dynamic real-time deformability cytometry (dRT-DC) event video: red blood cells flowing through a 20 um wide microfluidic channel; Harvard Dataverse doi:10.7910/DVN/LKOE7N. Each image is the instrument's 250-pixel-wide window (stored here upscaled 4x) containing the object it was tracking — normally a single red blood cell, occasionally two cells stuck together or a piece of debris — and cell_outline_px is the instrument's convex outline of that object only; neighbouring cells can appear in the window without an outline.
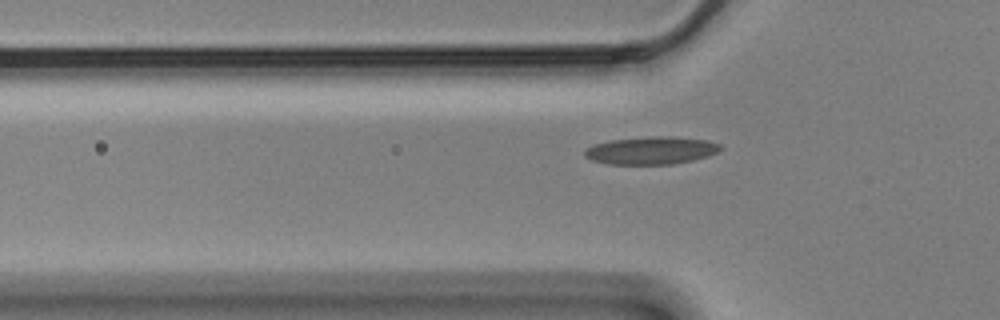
{"species": "Egyptian fruit bat (a non-hibernating species)", "species_latin": "Rousettus aegyptiacus", "temperature_condition": "cold", "stored_images_in_passage": 38, "camera_frame_rate_fps": 3000, "um_per_image_px": 0.085, "animal": {"sex": "male"}, "frame": {"image": 1, "passage_image": 5, "time_ms": 1.333, "image_size_px": [1000, 320], "cell_outline_px": [[724, 148], [708, 156], [692, 160], [672, 164], [608, 164], [592, 160], [584, 156], [584, 148], [592, 144], [612, 140], [652, 136], [672, 136], [708, 140], [720, 144]], "centroid_in_image_um": [55.34, 12.78], "position_along_channel_um": 70.5, "area_um2": 22.02}}
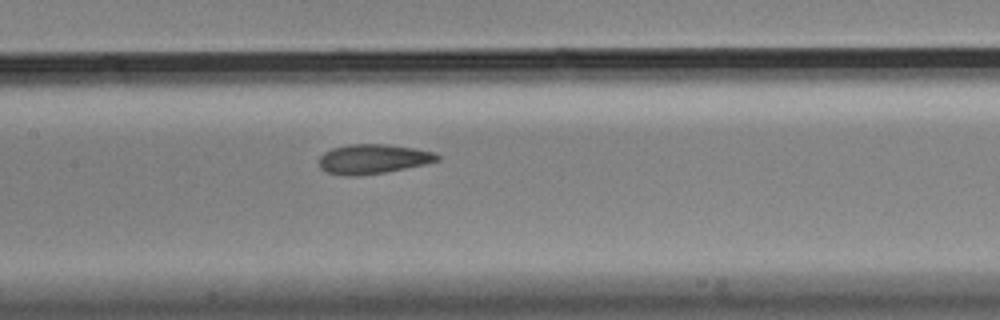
{"frame": {"image": 2, "passage_image": 14, "time_ms": 4.333, "image_size_px": [1000, 320], "cell_outline_px": [[440, 160], [424, 164], [384, 172], [360, 176], [344, 176], [324, 172], [320, 168], [320, 156], [324, 152], [332, 148], [348, 144], [384, 144], [412, 148], [432, 152], [440, 156]], "centroid_in_image_um": [31.64, 13.52], "position_along_channel_um": 175.8, "area_um2": 20.29}}
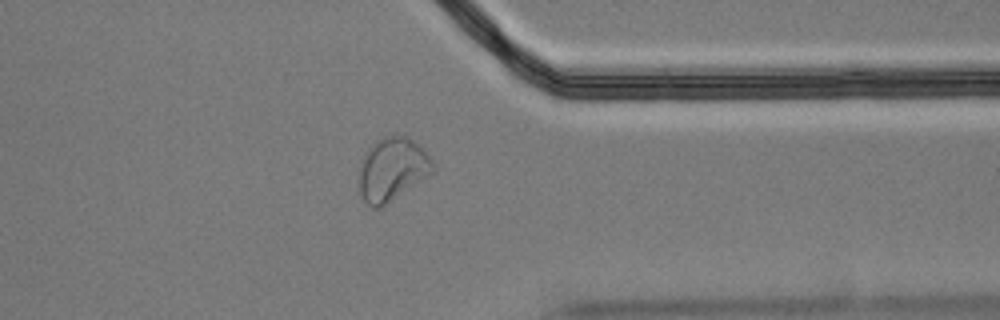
{"frame": {"image": 3, "passage_image": 32, "time_ms": 10.333, "image_size_px": [1000, 320], "cell_outline_px": [[436, 172], [380, 208], [372, 208], [364, 200], [360, 192], [360, 160], [364, 152], [376, 140], [384, 136], [408, 136], [420, 144], [432, 160], [436, 168]], "centroid_in_image_um": [33.37, 14.37], "position_along_channel_um": 378.0, "area_um2": 27.57}, "authors_computed_cell_mechanics": {"area_um2": 20.519, "velocity_mm_per_s": 3.479, "shape_relaxation_time_tau1_ms": null, "shape_relaxation_time_tau2_ms": 1.4222, "deformation_change_tau1": null, "deformation_change_tau2": 0.063}}